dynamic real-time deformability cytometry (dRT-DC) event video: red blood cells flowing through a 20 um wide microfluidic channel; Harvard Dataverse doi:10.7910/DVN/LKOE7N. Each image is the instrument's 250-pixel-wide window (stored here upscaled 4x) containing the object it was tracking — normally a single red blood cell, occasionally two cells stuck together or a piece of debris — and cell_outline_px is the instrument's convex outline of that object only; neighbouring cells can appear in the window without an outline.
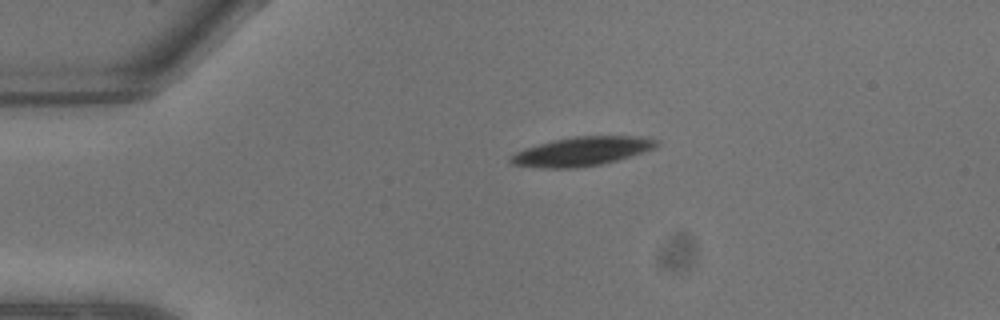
{"species": "common noctule bat (a hibernating species)", "species_latin": "Nyctalus noctula", "temperature_condition": "warm", "stored_images_in_passage": 3, "camera_frame_rate_fps": 3000, "um_per_image_px": 0.085, "animal": {"sex": "male", "body_mass_g": 13.3}, "frame": {"image": 1, "passage_image": 1, "time_ms": 0.0, "image_size_px": [1000, 320], "cell_outline_px": [[660, 144], [656, 148], [644, 152], [616, 160], [600, 164], [572, 168], [540, 168], [512, 164], [508, 160], [508, 156], [524, 148], [572, 136], [640, 136], [660, 140]], "centroid_in_image_um": [49.47, 12.86], "position_along_channel_um": 35.5, "area_um2": 24.62}}